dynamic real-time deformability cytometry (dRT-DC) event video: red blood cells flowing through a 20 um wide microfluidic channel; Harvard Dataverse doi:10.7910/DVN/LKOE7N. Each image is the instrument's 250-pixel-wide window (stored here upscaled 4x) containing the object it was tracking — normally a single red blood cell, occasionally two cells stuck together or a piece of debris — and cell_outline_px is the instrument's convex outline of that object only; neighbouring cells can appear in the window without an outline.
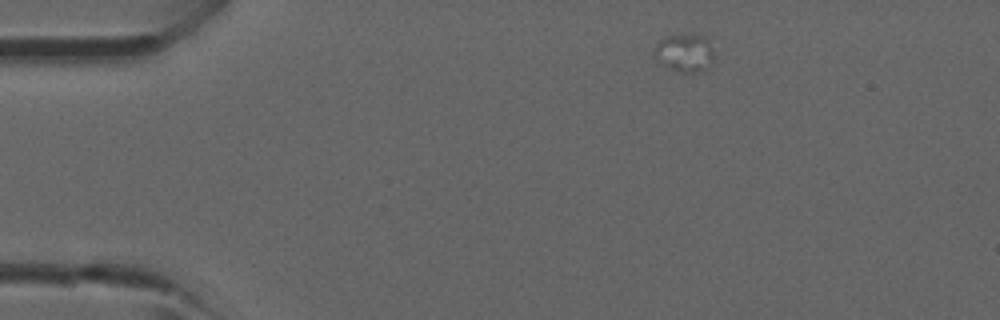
{"species": "common noctule bat (a hibernating species)", "species_latin": "Nyctalus noctula", "temperature_condition": "room temperature", "stored_images_in_passage": 2, "camera_frame_rate_fps": 3000, "um_per_image_px": 0.085, "animal": {"sex": "male", "forearm_length_mm": 52.5}, "frame": {"image": 1, "passage_image": 1, "time_ms": 0.0, "image_size_px": [1000, 320], "cell_outline_px": [[712, 60], [704, 68], [696, 72], [680, 72], [668, 68], [652, 56], [652, 52], [656, 44], [660, 40], [668, 36], [704, 36], [708, 40], [712, 48]], "centroid_in_image_um": [58.12, 4.51], "position_along_channel_um": 26.9, "area_um2": 12.77}}